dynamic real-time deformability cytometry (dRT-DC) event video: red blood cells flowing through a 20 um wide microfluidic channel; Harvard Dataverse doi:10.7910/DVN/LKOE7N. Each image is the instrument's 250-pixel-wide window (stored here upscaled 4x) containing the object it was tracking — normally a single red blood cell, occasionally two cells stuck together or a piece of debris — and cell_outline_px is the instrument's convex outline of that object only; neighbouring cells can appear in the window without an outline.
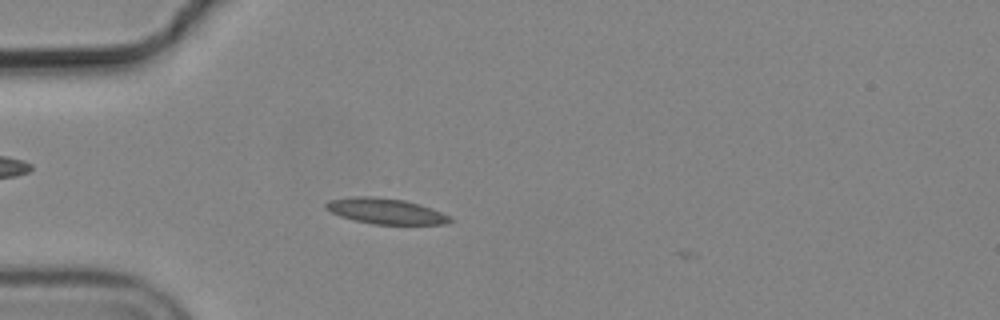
{"species": "common noctule bat (a hibernating species)", "species_latin": "Nyctalus noctula", "temperature_condition": "cold", "stored_images_in_passage": 3, "camera_frame_rate_fps": 3000, "um_per_image_px": 0.085, "animal": {"sex": "male", "body_mass_g": 19.2, "forearm_length_mm": 51.8}, "frame": {"image": 1, "passage_image": 1, "time_ms": 0.0, "image_size_px": [1000, 320], "cell_outline_px": [[452, 220], [444, 224], [372, 224], [340, 216], [324, 208], [324, 204], [328, 200], [356, 196], [376, 196], [404, 200], [420, 204], [432, 208], [448, 216]], "centroid_in_image_um": [32.74, 17.93], "position_along_channel_um": 52.3, "area_um2": 18.44}}